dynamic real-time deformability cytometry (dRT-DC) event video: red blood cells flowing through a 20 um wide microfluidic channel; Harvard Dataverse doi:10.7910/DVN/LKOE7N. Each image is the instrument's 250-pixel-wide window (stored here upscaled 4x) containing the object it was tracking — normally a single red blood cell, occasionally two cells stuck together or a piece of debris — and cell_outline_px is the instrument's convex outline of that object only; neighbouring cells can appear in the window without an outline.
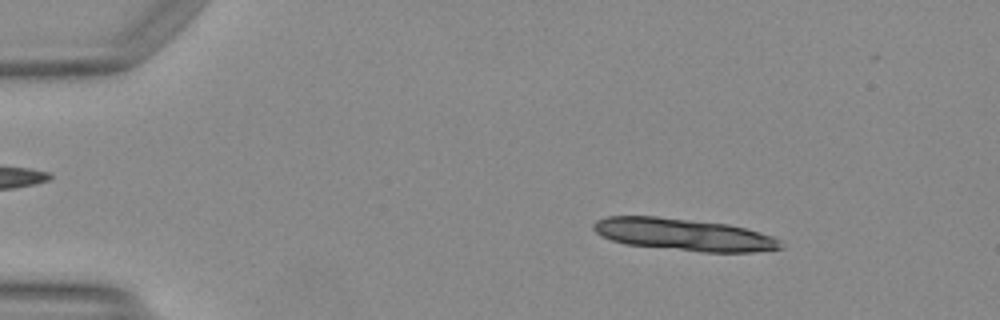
{"species": "Egyptian fruit bat (a non-hibernating species)", "species_latin": "Rousettus aegyptiacus", "temperature_condition": "warm", "stored_images_in_passage": 15, "camera_frame_rate_fps": 3000, "um_per_image_px": 0.085, "animal": {"sex": "female"}, "frame": {"image": 1, "passage_image": 7, "time_ms": 2.0, "image_size_px": [1000, 320], "cell_outline_px": [[784, 248], [752, 252], [704, 252], [624, 244], [612, 240], [596, 232], [592, 228], [592, 224], [596, 220], [608, 216], [656, 216], [728, 224], [776, 236], [784, 244]], "centroid_in_image_um": [58.16, 19.94], "position_along_channel_um": 26.8, "area_um2": 35.14}}